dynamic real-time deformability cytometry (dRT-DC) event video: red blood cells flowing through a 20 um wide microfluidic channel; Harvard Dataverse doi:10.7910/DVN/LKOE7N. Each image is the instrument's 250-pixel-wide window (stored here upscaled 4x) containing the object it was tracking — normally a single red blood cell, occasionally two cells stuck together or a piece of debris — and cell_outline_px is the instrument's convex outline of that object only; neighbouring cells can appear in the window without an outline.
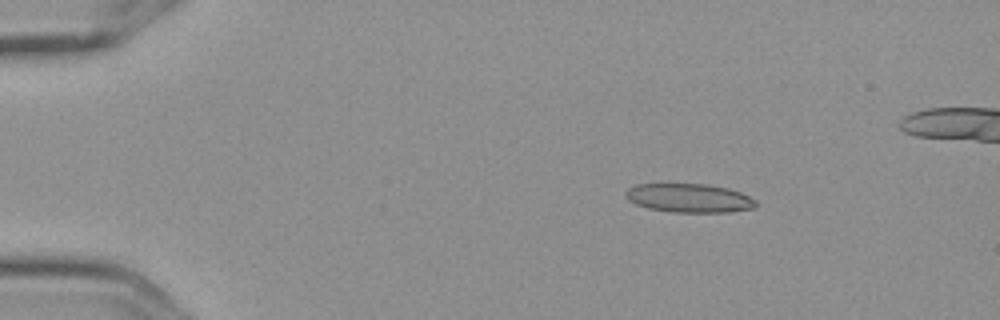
{"species": "Egyptian fruit bat (a non-hibernating species)", "species_latin": "Rousettus aegyptiacus", "temperature_condition": "cold", "stored_images_in_passage": 5, "camera_frame_rate_fps": 3000, "um_per_image_px": 0.085, "frame": {"image": 1, "passage_image": 3, "time_ms": 0.667, "image_size_px": [1000, 320], "cell_outline_px": [[756, 208], [728, 212], [672, 212], [648, 208], [636, 204], [628, 200], [624, 196], [624, 192], [628, 188], [636, 184], [704, 184], [728, 188], [740, 192], [756, 200]], "centroid_in_image_um": [58.56, 16.83], "position_along_channel_um": 26.4, "area_um2": 21.91}}